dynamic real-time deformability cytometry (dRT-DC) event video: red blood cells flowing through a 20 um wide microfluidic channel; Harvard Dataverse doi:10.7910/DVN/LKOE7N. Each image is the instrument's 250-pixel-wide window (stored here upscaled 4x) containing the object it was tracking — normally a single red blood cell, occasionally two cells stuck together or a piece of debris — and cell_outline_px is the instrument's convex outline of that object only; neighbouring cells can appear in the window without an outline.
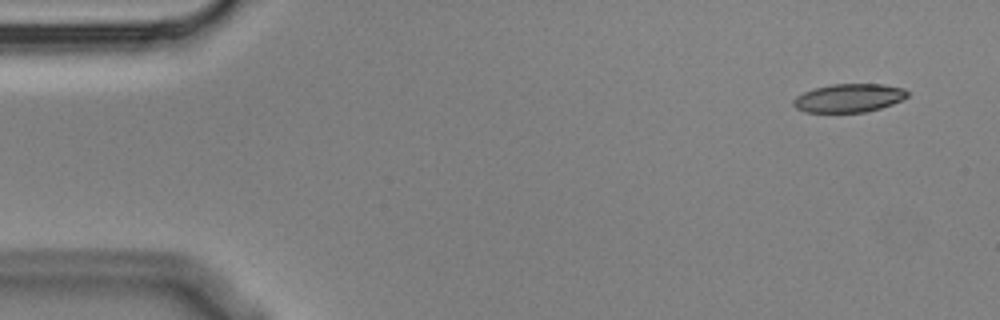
{"species": "Egyptian fruit bat (a non-hibernating species)", "species_latin": "Rousettus aegyptiacus", "temperature_condition": "cold", "stored_images_in_passage": 6, "camera_frame_rate_fps": 3000, "um_per_image_px": 0.085, "animal": {"sex": "male"}, "frame": {"image": 1, "passage_image": 1, "time_ms": 0.0, "image_size_px": [1000, 320], "cell_outline_px": [[908, 96], [892, 104], [880, 108], [864, 112], [804, 112], [796, 108], [792, 104], [792, 100], [796, 96], [804, 92], [816, 88], [832, 84], [884, 84], [904, 88], [908, 92]], "centroid_in_image_um": [72.14, 8.33], "position_along_channel_um": 12.9, "area_um2": 18.84}}
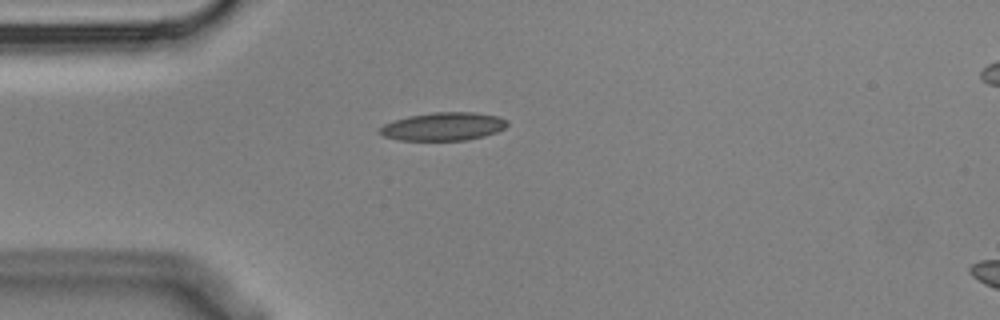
{"frame": {"image": 2, "passage_image": 4, "time_ms": 1.0, "image_size_px": [1000, 320], "cell_outline_px": [[508, 124], [504, 128], [496, 132], [484, 136], [468, 140], [400, 140], [384, 136], [376, 132], [384, 124], [408, 116], [432, 112], [476, 112], [496, 116], [508, 120]], "centroid_in_image_um": [37.69, 10.75], "position_along_channel_um": 47.3, "area_um2": 20.92}}
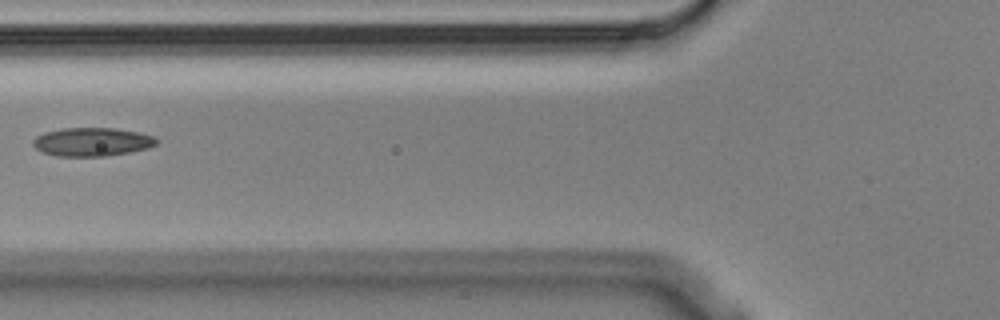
{"frame": {"image": 3, "passage_image": 6, "time_ms": 1.667, "image_size_px": [1000, 320], "cell_outline_px": [[160, 140], [156, 144], [148, 148], [128, 152], [104, 156], [56, 156], [40, 152], [32, 144], [32, 140], [36, 136], [44, 132], [64, 128], [116, 128], [140, 132], [156, 136]], "centroid_in_image_um": [7.83, 12.05], "position_along_channel_um": 118.0, "area_um2": 20.75}}